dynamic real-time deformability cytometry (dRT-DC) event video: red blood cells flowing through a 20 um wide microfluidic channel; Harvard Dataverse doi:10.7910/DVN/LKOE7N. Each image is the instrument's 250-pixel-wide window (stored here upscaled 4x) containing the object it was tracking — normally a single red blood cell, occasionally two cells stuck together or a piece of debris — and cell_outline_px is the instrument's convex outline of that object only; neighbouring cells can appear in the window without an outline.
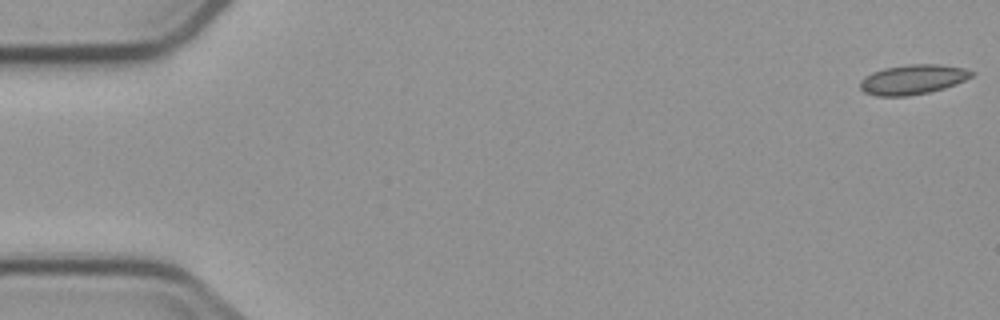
{"species": "common noctule bat (a hibernating species)", "species_latin": "Nyctalus noctula", "temperature_condition": "cold", "stored_images_in_passage": 8, "camera_frame_rate_fps": 3000, "um_per_image_px": 0.085, "animal": {"sex": "male", "body_mass_g": 23.1, "forearm_length_mm": 52.7}, "frame": {"image": 1, "passage_image": 1, "time_ms": 0.0, "image_size_px": [1000, 320], "cell_outline_px": [[976, 72], [972, 76], [956, 84], [944, 88], [928, 92], [908, 96], [876, 96], [864, 92], [860, 88], [860, 80], [864, 76], [872, 72], [884, 68], [908, 64], [940, 64], [964, 68]], "centroid_in_image_um": [77.57, 6.75], "position_along_channel_um": 7.4, "area_um2": 19.42}}
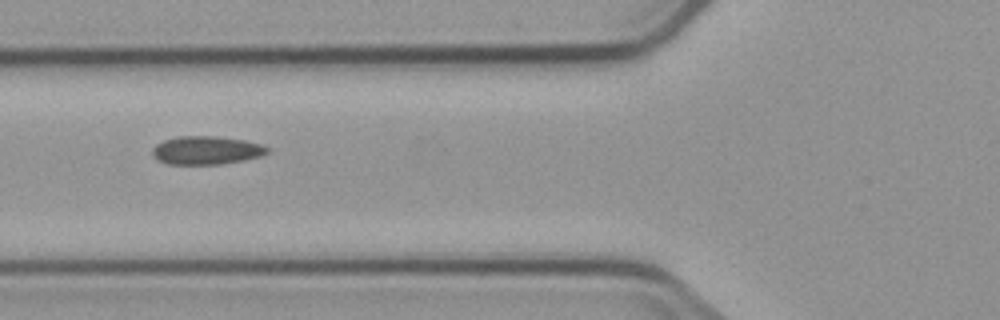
{"frame": {"image": 2, "passage_image": 6, "time_ms": 6.667, "image_size_px": [1000, 320], "cell_outline_px": [[268, 152], [260, 156], [244, 160], [220, 164], [168, 164], [156, 160], [152, 152], [152, 148], [156, 144], [164, 140], [176, 136], [216, 136], [244, 140], [260, 144], [268, 148]], "centroid_in_image_um": [17.5, 12.77], "position_along_channel_um": 108.3, "area_um2": 18.96}}
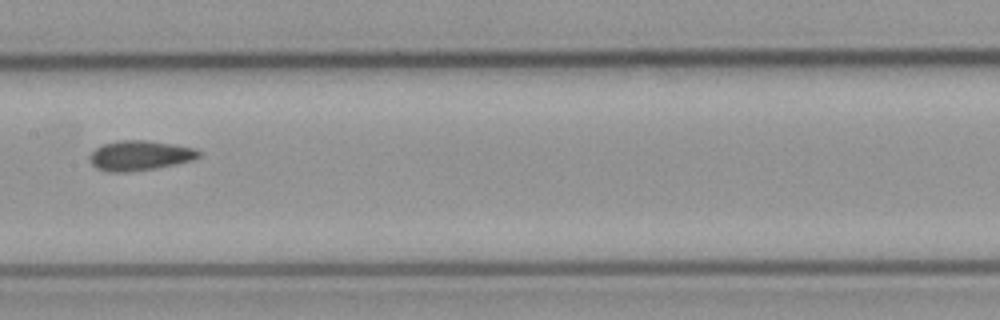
{"frame": {"image": 3, "passage_image": 8, "time_ms": 9.0, "image_size_px": [1000, 320], "cell_outline_px": [[200, 156], [192, 160], [176, 164], [128, 172], [108, 172], [96, 168], [88, 160], [88, 156], [96, 148], [104, 144], [116, 140], [148, 140], [196, 148], [200, 152]], "centroid_in_image_um": [11.85, 13.21], "position_along_channel_um": 195.5, "area_um2": 19.02}}